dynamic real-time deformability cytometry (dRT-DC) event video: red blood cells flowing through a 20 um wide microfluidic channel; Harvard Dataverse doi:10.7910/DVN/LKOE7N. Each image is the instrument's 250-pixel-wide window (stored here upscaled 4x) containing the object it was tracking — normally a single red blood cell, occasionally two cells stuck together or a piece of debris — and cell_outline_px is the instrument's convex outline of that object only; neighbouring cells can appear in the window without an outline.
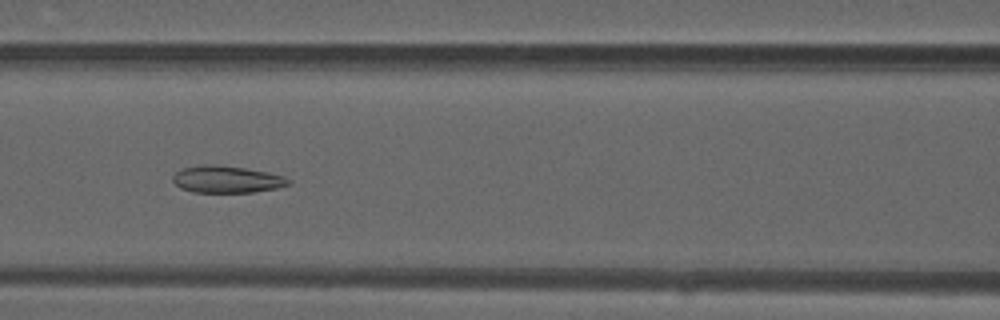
{"species": "common noctule bat (a hibernating species)", "species_latin": "Nyctalus noctula", "temperature_condition": "warm", "stored_images_in_passage": 35, "camera_frame_rate_fps": 3000, "um_per_image_px": 0.085, "animal": {"sex": "male", "forearm_length_mm": 52.5}, "frame": {"image": 1, "passage_image": 8, "time_ms": 2.333, "image_size_px": [1000, 320], "cell_outline_px": [[292, 184], [276, 188], [252, 192], [192, 192], [180, 188], [172, 180], [172, 176], [176, 172], [184, 168], [204, 164], [216, 164], [244, 168], [268, 172], [284, 176], [292, 180]], "centroid_in_image_um": [19.29, 15.24], "position_along_channel_um": 147.3, "area_um2": 18.26}}
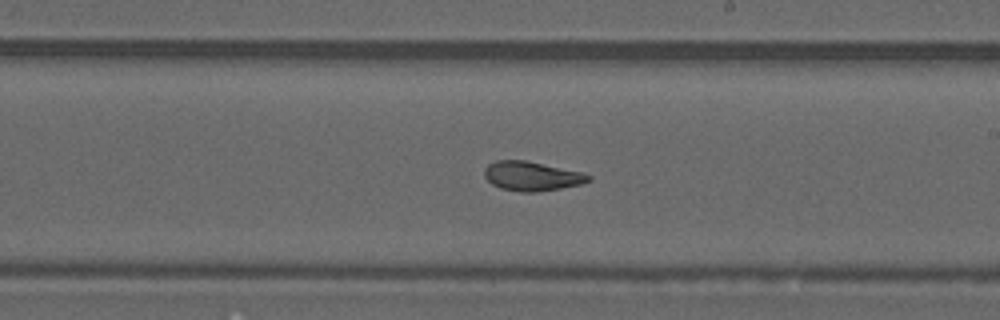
{"frame": {"image": 2, "passage_image": 15, "time_ms": 4.667, "image_size_px": [1000, 320], "cell_outline_px": [[592, 180], [580, 184], [560, 188], [536, 192], [520, 192], [500, 188], [492, 184], [484, 176], [484, 168], [488, 164], [496, 160], [524, 160], [580, 172], [592, 176]], "centroid_in_image_um": [45.16, 14.97], "position_along_channel_um": 243.8, "area_um2": 17.63}}
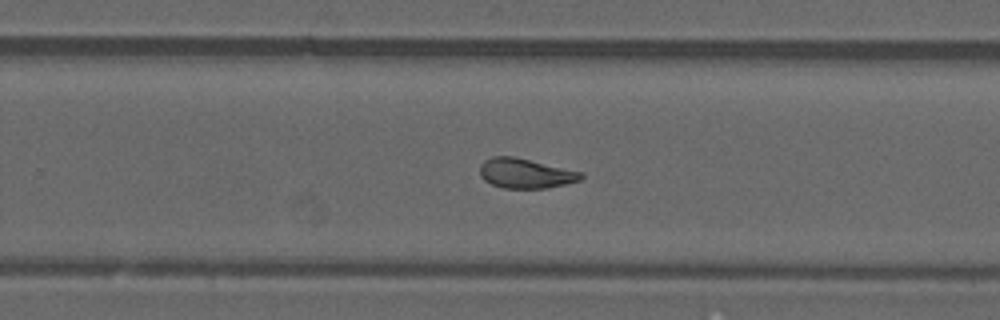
{"frame": {"image": 3, "passage_image": 18, "time_ms": 5.667, "image_size_px": [1000, 320], "cell_outline_px": [[584, 176], [580, 180], [548, 188], [504, 188], [492, 184], [484, 180], [480, 176], [480, 164], [484, 160], [492, 156], [516, 156], [584, 172]], "centroid_in_image_um": [44.67, 14.72], "position_along_channel_um": 285.1, "area_um2": 17.8}, "authors_computed_cell_mechanics": {"area_um2": 18.0336, "velocity_mm_per_s": 4.1537, "shape_relaxation_time_tau1_ms": null, "shape_relaxation_time_tau2_ms": 1.5539, "deformation_change_tau1": null, "deformation_change_tau2": 0.0907}}